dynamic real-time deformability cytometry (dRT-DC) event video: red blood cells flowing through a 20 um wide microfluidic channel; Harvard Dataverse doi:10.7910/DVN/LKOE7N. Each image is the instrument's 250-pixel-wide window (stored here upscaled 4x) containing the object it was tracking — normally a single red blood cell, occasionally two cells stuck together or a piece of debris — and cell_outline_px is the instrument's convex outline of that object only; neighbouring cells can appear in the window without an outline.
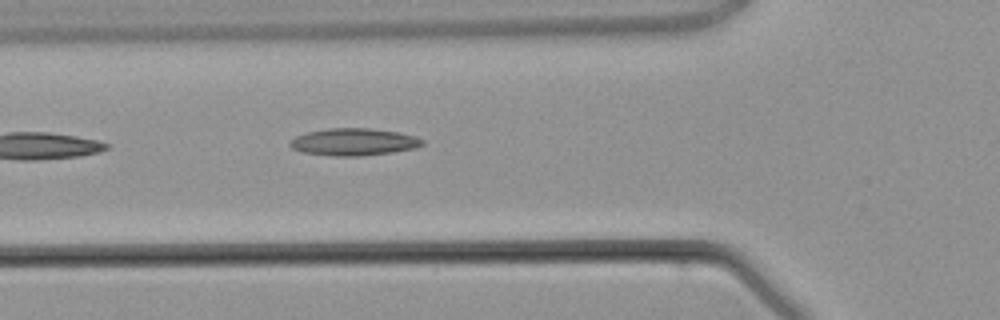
{"species": "common noctule bat (a hibernating species)", "species_latin": "Nyctalus noctula", "temperature_condition": "warm", "stored_images_in_passage": 5, "camera_frame_rate_fps": 3000, "um_per_image_px": 0.085, "animal": {"sex": "male", "body_mass_g": 21.5, "forearm_length_mm": 52.0}, "frame": {"image": 1, "passage_image": 5, "time_ms": 5.667, "image_size_px": [1000, 320], "cell_outline_px": [[424, 144], [416, 148], [392, 152], [360, 156], [332, 156], [304, 152], [292, 148], [288, 144], [296, 136], [308, 132], [328, 128], [372, 128], [400, 132], [416, 136], [424, 140]], "centroid_in_image_um": [30.11, 12.06], "position_along_channel_um": 95.7, "area_um2": 21.04}}